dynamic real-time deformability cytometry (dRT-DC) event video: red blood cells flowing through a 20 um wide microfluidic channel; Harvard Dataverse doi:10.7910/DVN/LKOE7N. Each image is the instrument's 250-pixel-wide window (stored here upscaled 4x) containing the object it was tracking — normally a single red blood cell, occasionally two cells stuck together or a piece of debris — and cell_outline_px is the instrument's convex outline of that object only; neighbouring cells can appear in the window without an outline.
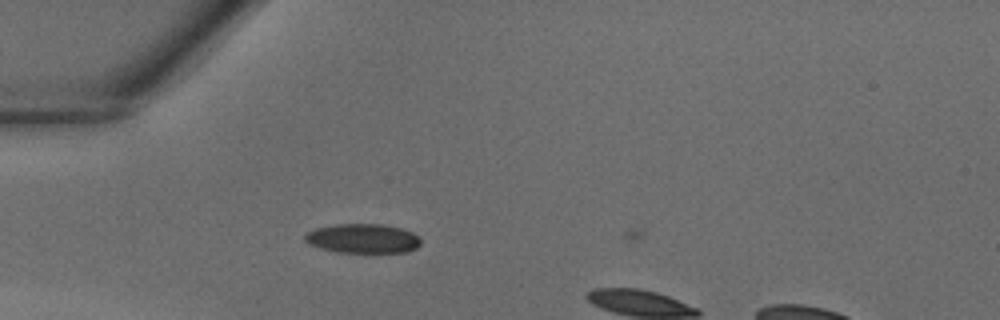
{"species": "common noctule bat (a hibernating species)", "species_latin": "Nyctalus noctula", "temperature_condition": "warm", "stored_images_in_passage": 7, "camera_frame_rate_fps": 3000, "um_per_image_px": 0.085, "animal": {"sex": "male", "body_mass_g": 18.8}, "frame": {"image": 1, "passage_image": 3, "time_ms": 0.667, "image_size_px": [1000, 320], "cell_outline_px": [[420, 244], [416, 248], [408, 252], [336, 252], [320, 248], [308, 244], [304, 240], [304, 236], [308, 232], [316, 228], [336, 224], [384, 224], [400, 228], [412, 232], [420, 236]], "centroid_in_image_um": [30.84, 20.27], "position_along_channel_um": 54.2, "area_um2": 19.88}}
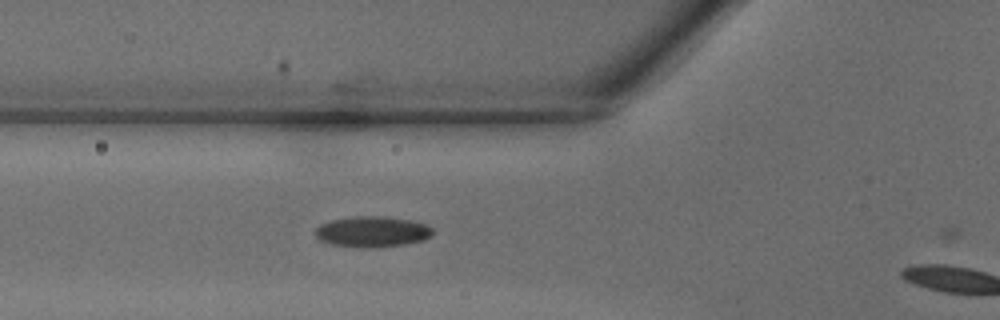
{"frame": {"image": 2, "passage_image": 6, "time_ms": 1.667, "image_size_px": [1000, 320], "cell_outline_px": [[432, 236], [424, 240], [404, 244], [376, 248], [368, 248], [332, 244], [320, 240], [312, 232], [320, 224], [332, 220], [356, 216], [376, 216], [408, 220], [428, 224], [432, 228]], "centroid_in_image_um": [31.64, 19.7], "position_along_channel_um": 94.2, "area_um2": 20.98}}